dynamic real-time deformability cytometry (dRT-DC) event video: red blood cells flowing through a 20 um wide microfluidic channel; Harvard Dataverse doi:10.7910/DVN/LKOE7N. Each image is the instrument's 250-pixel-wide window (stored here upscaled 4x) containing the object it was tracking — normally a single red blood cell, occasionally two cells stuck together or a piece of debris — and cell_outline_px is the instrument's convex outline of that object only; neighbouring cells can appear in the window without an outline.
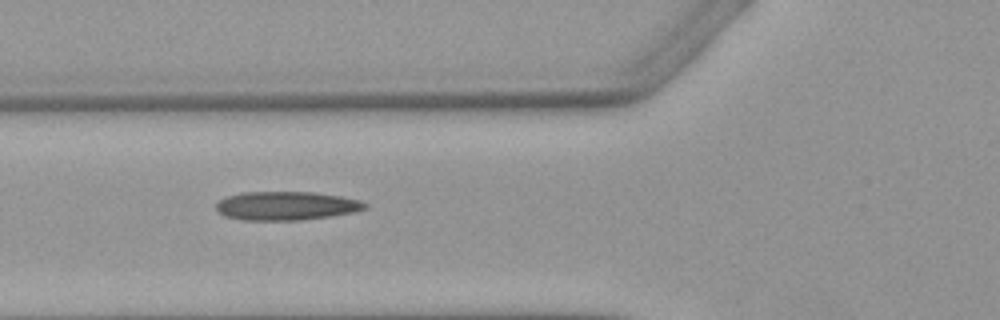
{"species": "Egyptian fruit bat (a non-hibernating species)", "species_latin": "Rousettus aegyptiacus", "temperature_condition": "warm", "stored_images_in_passage": 6, "camera_frame_rate_fps": 3000, "um_per_image_px": 0.085, "animal": {"sex": "female"}, "frame": {"image": 1, "passage_image": 5, "time_ms": 5.333, "image_size_px": [1000, 320], "cell_outline_px": [[368, 208], [352, 212], [332, 216], [300, 220], [244, 220], [224, 216], [216, 212], [216, 204], [220, 200], [228, 196], [244, 192], [312, 192], [340, 196], [360, 200], [368, 204]], "centroid_in_image_um": [24.33, 17.5], "position_along_channel_um": 101.5, "area_um2": 24.91}}
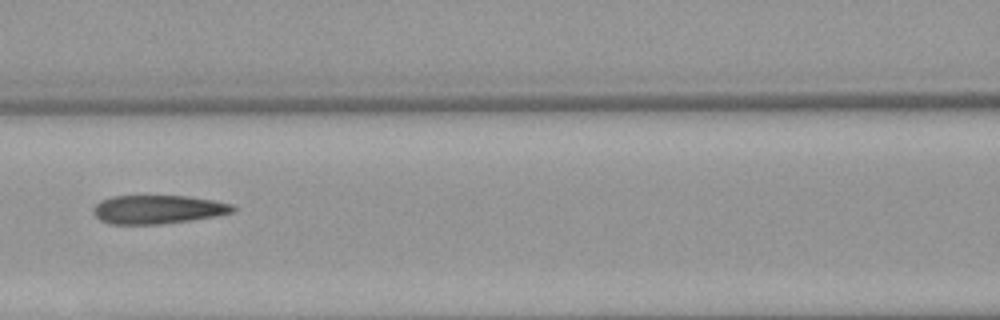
{"frame": {"image": 2, "passage_image": 6, "time_ms": 6.667, "image_size_px": [1000, 320], "cell_outline_px": [[236, 208], [232, 212], [216, 216], [192, 220], [164, 224], [108, 224], [100, 220], [92, 212], [92, 208], [100, 200], [112, 196], [188, 196], [212, 200], [232, 204]], "centroid_in_image_um": [13.38, 17.8], "position_along_channel_um": 153.2, "area_um2": 23.41}}